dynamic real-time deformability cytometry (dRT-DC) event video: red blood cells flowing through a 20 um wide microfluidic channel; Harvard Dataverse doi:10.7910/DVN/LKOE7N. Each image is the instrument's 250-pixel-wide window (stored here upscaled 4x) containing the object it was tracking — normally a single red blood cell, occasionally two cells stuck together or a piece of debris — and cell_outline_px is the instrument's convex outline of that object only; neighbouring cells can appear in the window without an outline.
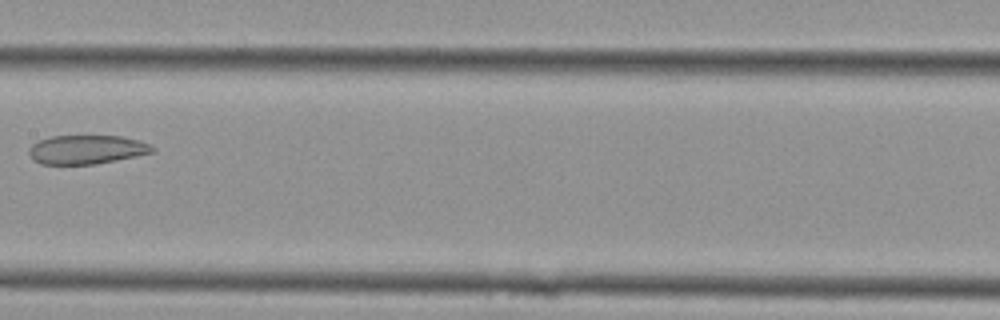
{"species": "Egyptian fruit bat (a non-hibernating species)", "species_latin": "Rousettus aegyptiacus", "temperature_condition": "cold", "stored_images_in_passage": 16, "camera_frame_rate_fps": 3000, "um_per_image_px": 0.085, "animal": {"sex": "female"}, "frame": {"image": 1, "passage_image": 10, "time_ms": 3.0, "image_size_px": [1000, 320], "cell_outline_px": [[156, 152], [96, 164], [40, 164], [32, 160], [28, 152], [28, 148], [32, 144], [40, 140], [52, 136], [120, 136], [136, 140], [148, 144], [156, 148]], "centroid_in_image_um": [7.34, 12.72], "position_along_channel_um": 200.1, "area_um2": 20.81}}
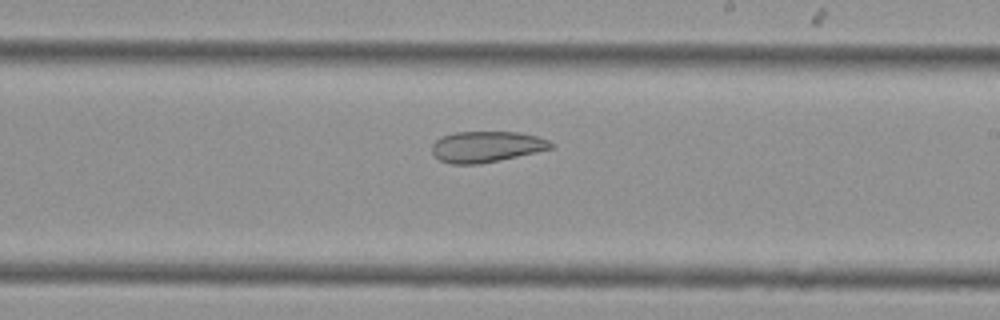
{"frame": {"image": 2, "passage_image": 12, "time_ms": 3.667, "image_size_px": [1000, 320], "cell_outline_px": [[556, 144], [552, 148], [536, 152], [500, 160], [480, 164], [452, 164], [440, 160], [432, 152], [432, 144], [440, 136], [456, 132], [520, 132], [536, 136], [548, 140]], "centroid_in_image_um": [41.35, 12.46], "position_along_channel_um": 247.7, "area_um2": 21.5}}
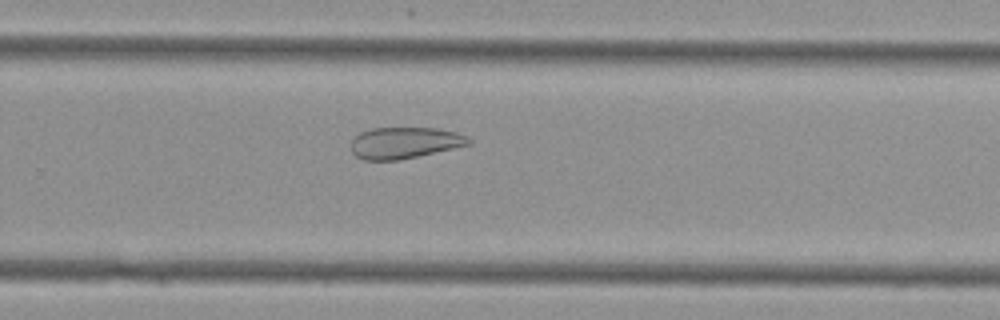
{"frame": {"image": 3, "passage_image": 14, "time_ms": 4.333, "image_size_px": [1000, 320], "cell_outline_px": [[472, 144], [400, 160], [364, 160], [356, 156], [352, 152], [352, 140], [360, 132], [372, 128], [436, 128], [456, 132], [468, 136], [472, 140]], "centroid_in_image_um": [34.42, 12.14], "position_along_channel_um": 295.4, "area_um2": 21.56}}